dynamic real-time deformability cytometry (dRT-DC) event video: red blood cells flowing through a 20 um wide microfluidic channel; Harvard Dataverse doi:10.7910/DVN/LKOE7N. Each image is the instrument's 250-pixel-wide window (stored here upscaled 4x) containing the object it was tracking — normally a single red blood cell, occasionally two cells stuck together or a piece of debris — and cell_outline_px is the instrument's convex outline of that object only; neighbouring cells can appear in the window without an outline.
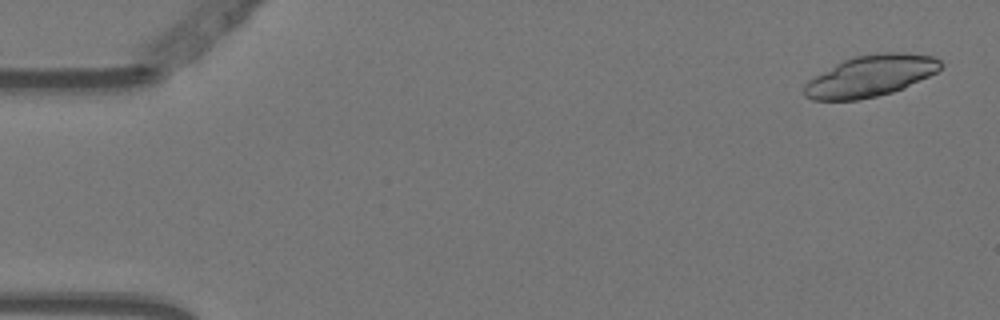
{"species": "Egyptian fruit bat (a non-hibernating species)", "species_latin": "Rousettus aegyptiacus", "temperature_condition": "warm", "stored_images_in_passage": 4, "camera_frame_rate_fps": 3000, "um_per_image_px": 0.085, "animal": {"sex": "female"}, "frame": {"image": 1, "passage_image": 1, "time_ms": 0.0, "image_size_px": [1000, 320], "cell_outline_px": [[944, 64], [936, 72], [904, 88], [892, 92], [876, 96], [856, 100], [812, 100], [804, 96], [804, 84], [808, 80], [836, 64], [852, 56], [876, 52], [908, 52], [936, 56]], "centroid_in_image_um": [74.02, 6.43], "position_along_channel_um": 11.0, "area_um2": 33.06}}